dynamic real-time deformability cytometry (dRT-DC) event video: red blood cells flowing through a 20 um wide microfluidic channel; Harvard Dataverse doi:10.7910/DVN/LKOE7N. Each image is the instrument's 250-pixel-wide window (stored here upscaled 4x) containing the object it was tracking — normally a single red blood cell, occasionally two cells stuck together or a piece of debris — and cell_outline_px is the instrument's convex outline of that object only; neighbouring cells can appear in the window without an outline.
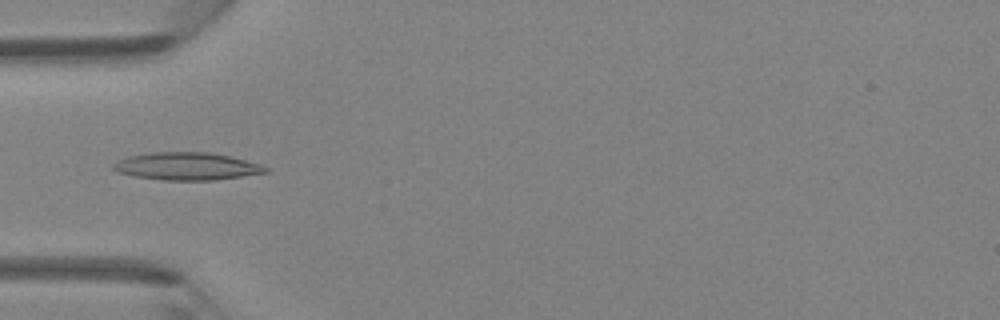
{"species": "Egyptian fruit bat (a non-hibernating species)", "species_latin": "Rousettus aegyptiacus", "temperature_condition": "room temperature", "stored_images_in_passage": 5, "camera_frame_rate_fps": 3000, "um_per_image_px": 0.085, "animal": {"sex": "female"}, "frame": {"image": 1, "passage_image": 5, "time_ms": 4.667, "image_size_px": [1000, 320], "cell_outline_px": [[268, 172], [212, 180], [160, 180], [136, 176], [116, 172], [112, 168], [112, 164], [128, 156], [152, 152], [208, 152], [232, 156], [260, 164], [268, 168]], "centroid_in_image_um": [15.86, 14.12], "position_along_channel_um": 69.1, "area_um2": 24.39}}